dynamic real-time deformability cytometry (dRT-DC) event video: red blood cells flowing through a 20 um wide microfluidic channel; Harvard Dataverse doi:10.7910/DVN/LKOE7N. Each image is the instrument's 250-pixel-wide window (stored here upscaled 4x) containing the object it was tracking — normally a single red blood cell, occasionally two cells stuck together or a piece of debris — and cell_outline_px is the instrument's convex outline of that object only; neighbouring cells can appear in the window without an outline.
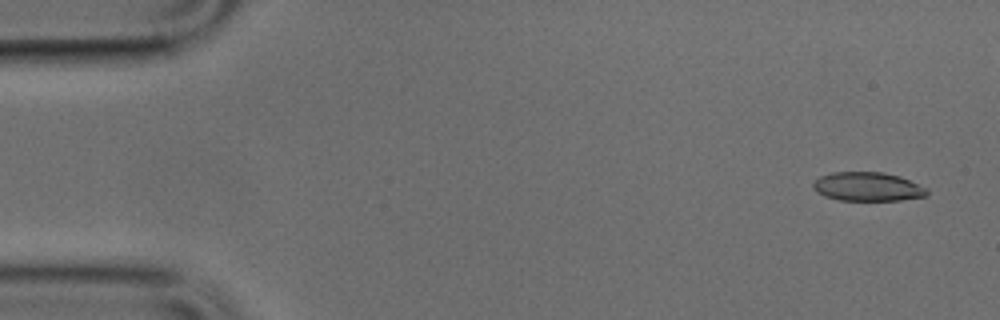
{"species": "common noctule bat (a hibernating species)", "species_latin": "Nyctalus noctula", "temperature_condition": "cold", "stored_images_in_passage": 19, "camera_frame_rate_fps": 3000, "um_per_image_px": 0.085, "animal": {"sex": "male", "body_mass_g": 17.9, "forearm_length_mm": 54.2}, "frame": {"image": 1, "passage_image": 3, "time_ms": 0.667, "image_size_px": [1000, 320], "cell_outline_px": [[928, 196], [900, 200], [840, 200], [824, 196], [816, 192], [812, 188], [812, 184], [820, 176], [832, 172], [884, 172], [900, 176], [928, 188]], "centroid_in_image_um": [73.76, 15.86], "position_along_channel_um": 11.2, "area_um2": 19.31}}